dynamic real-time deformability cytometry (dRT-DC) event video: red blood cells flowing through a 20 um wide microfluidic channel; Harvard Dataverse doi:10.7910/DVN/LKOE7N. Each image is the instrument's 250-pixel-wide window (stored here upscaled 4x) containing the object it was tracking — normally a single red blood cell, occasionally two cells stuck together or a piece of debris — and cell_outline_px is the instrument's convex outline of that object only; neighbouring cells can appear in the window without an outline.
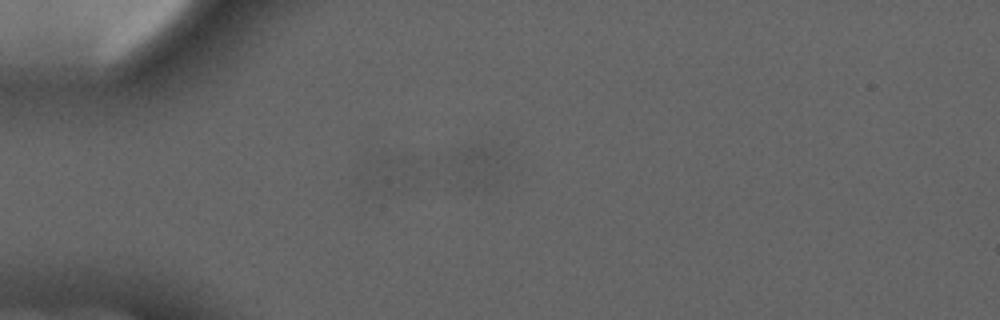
{"species": "common noctule bat (a hibernating species)", "species_latin": "Nyctalus noctula", "temperature_condition": "cold", "stored_images_in_passage": 9, "camera_frame_rate_fps": 3000, "um_per_image_px": 0.085, "animal": {"sex": "male", "forearm_length_mm": 52.5}, "frame": {"image": 1, "passage_image": 4, "time_ms": 4.333, "image_size_px": [1000, 320], "cell_outline_px": [[500, 176], [492, 184], [484, 188], [452, 156], [456, 148], [476, 144], [480, 144], [496, 148], [500, 156]], "centroid_in_image_um": [40.79, 13.82], "position_along_channel_um": 44.2, "area_um2": 10.0}}
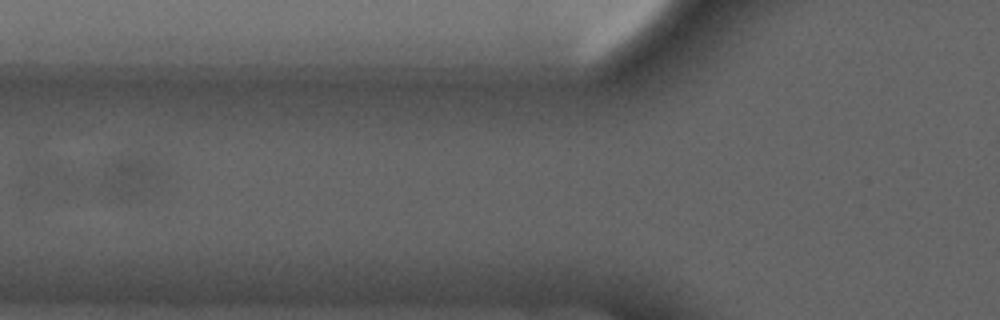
{"frame": {"image": 2, "passage_image": 6, "time_ms": 6.667, "image_size_px": [1000, 320], "cell_outline_px": [[80, 180], [64, 192], [52, 196], [20, 192], [20, 176], [24, 164], [44, 164], [56, 168]], "centroid_in_image_um": [3.82, 15.31], "position_along_channel_um": 122.0, "area_um2": 10.0}}
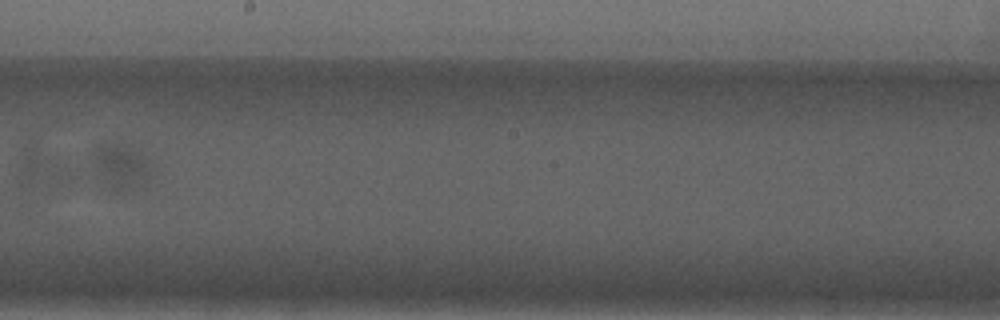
{"frame": {"image": 3, "passage_image": 9, "time_ms": 10.0, "image_size_px": [1000, 320], "cell_outline_px": [[72, 180], [56, 192], [20, 188], [12, 184], [16, 168], [20, 156], [24, 148], [36, 148], [72, 172]], "centroid_in_image_um": [3.41, 14.63], "position_along_channel_um": 244.8, "area_um2": 13.06}}